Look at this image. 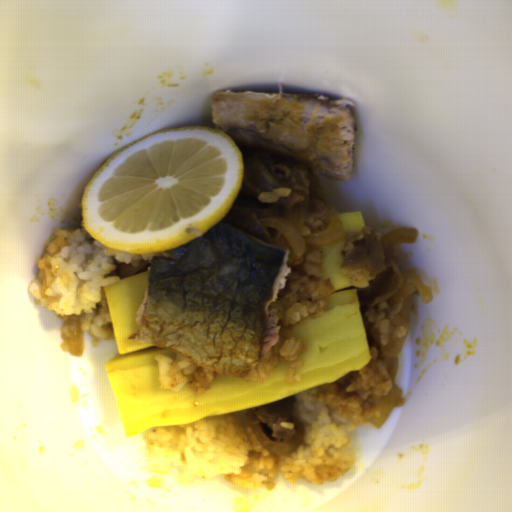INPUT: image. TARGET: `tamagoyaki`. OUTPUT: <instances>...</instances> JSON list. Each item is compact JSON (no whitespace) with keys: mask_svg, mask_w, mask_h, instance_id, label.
Segmentation results:
<instances>
[{"mask_svg":"<svg viewBox=\"0 0 512 512\" xmlns=\"http://www.w3.org/2000/svg\"><path fill=\"white\" fill-rule=\"evenodd\" d=\"M346 235L349 233L358 234L365 228L364 217L361 211H351L336 214Z\"/></svg>","mask_w":512,"mask_h":512,"instance_id":"2","label":"tamagoyaki"},{"mask_svg":"<svg viewBox=\"0 0 512 512\" xmlns=\"http://www.w3.org/2000/svg\"><path fill=\"white\" fill-rule=\"evenodd\" d=\"M343 249V239L334 245H306L304 256L314 250L322 251L321 278L329 279L334 291L326 296L321 316H307L286 332L285 337L304 342V351L298 357L303 364L296 372L300 380L292 384L287 382L291 362L283 360L266 383H256L248 376L235 378L215 372L211 387L204 392H193L189 384L178 391L163 389L159 362L154 358L158 354L173 359L178 355L167 348L129 339L138 331L136 313L146 294L150 269L104 287L118 349L104 369L126 437L159 427L249 411L321 384L335 383L352 370L369 365L372 354L357 289H366L374 277L368 274L365 284L352 286L349 277L341 274Z\"/></svg>","mask_w":512,"mask_h":512,"instance_id":"1","label":"tamagoyaki"}]
</instances>
